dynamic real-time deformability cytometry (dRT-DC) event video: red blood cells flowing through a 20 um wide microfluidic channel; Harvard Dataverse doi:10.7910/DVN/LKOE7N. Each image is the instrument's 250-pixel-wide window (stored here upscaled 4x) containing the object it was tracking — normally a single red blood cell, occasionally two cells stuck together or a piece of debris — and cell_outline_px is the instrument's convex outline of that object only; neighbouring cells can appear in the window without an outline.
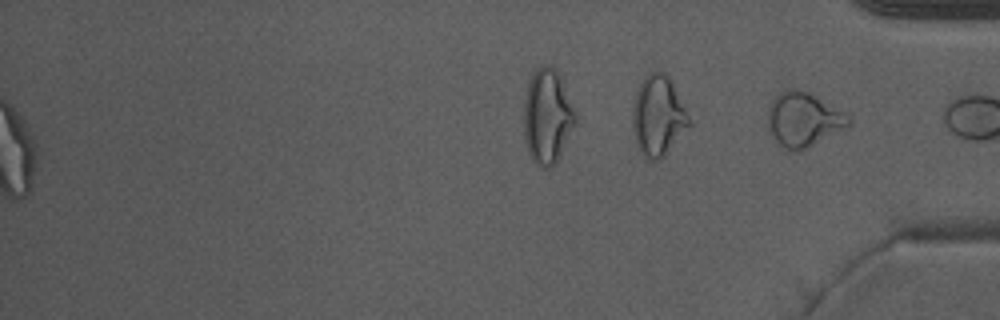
{"species": "Egyptian fruit bat (a non-hibernating species)", "species_latin": "Rousettus aegyptiacus", "temperature_condition": "warm", "stored_images_in_passage": 41, "camera_frame_rate_fps": 3000, "um_per_image_px": 0.085, "animal": {"sex": "male"}, "frame": {"image": 1, "passage_image": 41, "time_ms": 13.333, "image_size_px": [1000, 320], "cell_outline_px": [[852, 124], [848, 128], [800, 152], [796, 152], [784, 148], [776, 144], [768, 132], [768, 108], [772, 100], [776, 96], [792, 88], [800, 88], [848, 112], [852, 116]], "centroid_in_image_um": [68.35, 10.19], "position_along_channel_um": 366.8, "area_um2": 26.47}, "authors_computed_cell_mechanics": {"area_um2": 25.143, "velocity_mm_per_s": 3.9798, "shape_relaxation_time_tau1_ms": null, "shape_relaxation_time_tau2_ms": 0.9925, "deformation_change_tau1": null, "deformation_change_tau2": 0.071}}